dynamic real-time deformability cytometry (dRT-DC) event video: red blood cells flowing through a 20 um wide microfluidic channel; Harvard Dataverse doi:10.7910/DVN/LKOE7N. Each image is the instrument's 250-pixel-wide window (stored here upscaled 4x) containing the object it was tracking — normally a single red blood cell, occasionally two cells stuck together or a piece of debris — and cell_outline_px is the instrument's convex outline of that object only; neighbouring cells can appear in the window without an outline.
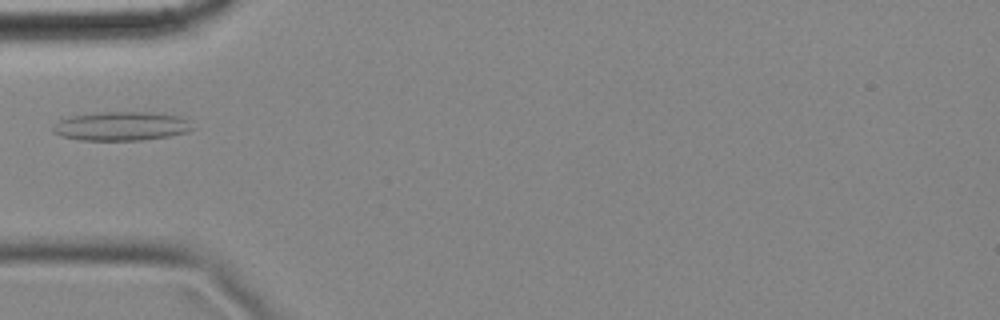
{"species": "common noctule bat (a hibernating species)", "species_latin": "Nyctalus noctula", "temperature_condition": "cold", "stored_images_in_passage": 2, "camera_frame_rate_fps": 3000, "um_per_image_px": 0.085, "animal": {"sex": "female", "body_mass_g": 18.4}, "frame": {"image": 1, "passage_image": 2, "time_ms": 0.333, "image_size_px": [1000, 320], "cell_outline_px": [[196, 128], [188, 132], [168, 136], [140, 140], [80, 140], [64, 136], [52, 132], [52, 128], [60, 120], [68, 116], [100, 112], [148, 112], [180, 116], [188, 120]], "centroid_in_image_um": [10.35, 10.72], "position_along_channel_um": 74.7, "area_um2": 23.52}}